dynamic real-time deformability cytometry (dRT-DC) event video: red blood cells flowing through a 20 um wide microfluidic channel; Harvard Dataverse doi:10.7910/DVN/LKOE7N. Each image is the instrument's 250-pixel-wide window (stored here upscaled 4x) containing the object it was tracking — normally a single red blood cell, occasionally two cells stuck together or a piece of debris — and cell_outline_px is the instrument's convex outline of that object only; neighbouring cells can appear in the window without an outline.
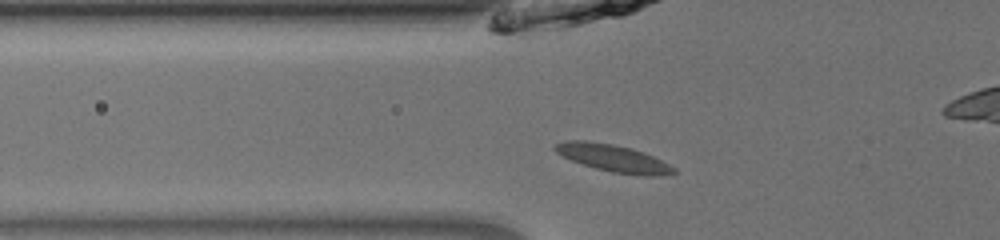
{"species": "common noctule bat (a hibernating species)", "species_latin": "Nyctalus noctula", "temperature_condition": "room temperature", "stored_images_in_passage": 41, "camera_frame_rate_fps": 3000, "um_per_image_px": 0.085, "animal": {"sex": "male", "body_mass_g": 13.0, "forearm_length_mm": 53.1}, "frame": {"image": 1, "passage_image": 8, "time_ms": 2.333, "image_size_px": [1000, 240], "cell_outline_px": [[680, 172], [660, 176], [644, 176], [612, 172], [596, 168], [572, 160], [556, 152], [552, 148], [556, 144], [568, 140], [584, 140], [612, 144], [632, 148], [644, 152], [676, 168]], "centroid_in_image_um": [52.18, 13.45], "position_along_channel_um": 73.6, "area_um2": 18.73}}
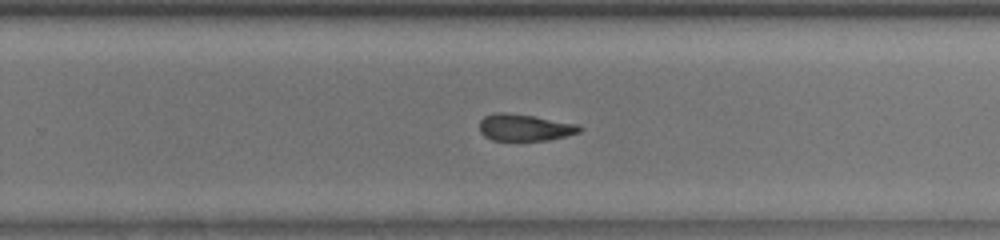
{"frame": {"image": 2, "passage_image": 24, "time_ms": 7.667, "image_size_px": [1000, 240], "cell_outline_px": [[584, 128], [580, 132], [548, 140], [492, 140], [484, 136], [480, 132], [480, 120], [484, 116], [496, 112], [508, 112], [532, 116], [576, 124]], "centroid_in_image_um": [44.56, 10.83], "position_along_channel_um": 285.2, "area_um2": 15.49}}
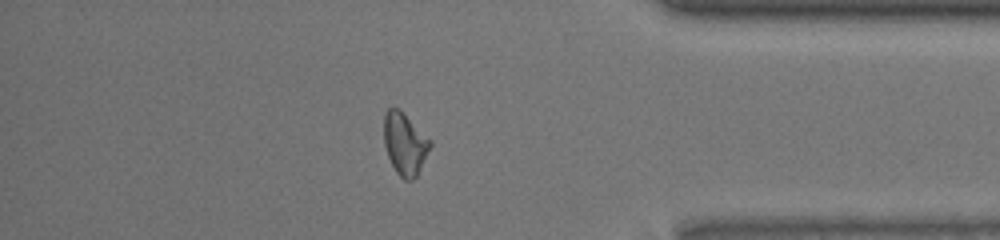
{"frame": {"image": 3, "passage_image": 34, "time_ms": 11.0, "image_size_px": [1000, 240], "cell_outline_px": [[432, 144], [416, 176], [412, 180], [404, 180], [396, 172], [388, 156], [384, 144], [384, 116], [388, 108], [400, 108], [432, 140]], "centroid_in_image_um": [34.42, 12.19], "position_along_channel_um": 400.8, "area_um2": 16.76}}